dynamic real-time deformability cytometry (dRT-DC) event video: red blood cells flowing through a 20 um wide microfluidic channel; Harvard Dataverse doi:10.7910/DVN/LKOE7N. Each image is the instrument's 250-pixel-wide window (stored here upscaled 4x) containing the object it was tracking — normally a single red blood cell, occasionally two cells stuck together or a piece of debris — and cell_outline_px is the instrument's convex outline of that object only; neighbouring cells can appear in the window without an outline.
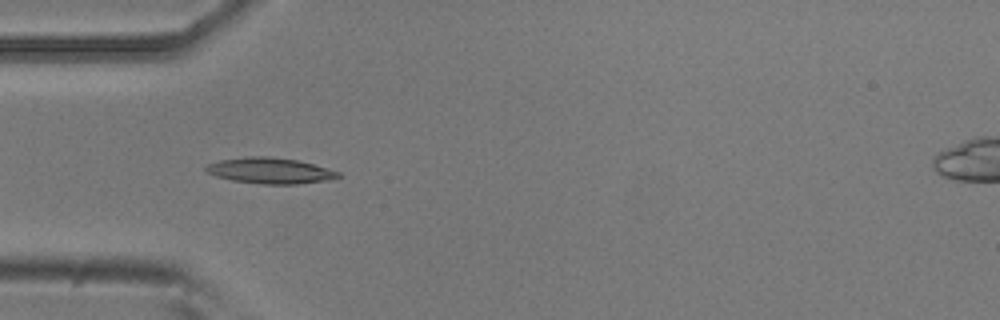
{"species": "common noctule bat (a hibernating species)", "species_latin": "Nyctalus noctula", "temperature_condition": "room temperature", "stored_images_in_passage": 38, "camera_frame_rate_fps": 3000, "um_per_image_px": 0.085, "animal": {"sex": "male", "body_mass_g": 20.5, "forearm_length_mm": 52.5}, "frame": {"image": 1, "passage_image": 1, "time_ms": 0.0, "image_size_px": [1000, 320], "cell_outline_px": [[340, 176], [324, 180], [296, 184], [264, 184], [232, 180], [216, 176], [208, 172], [204, 168], [208, 164], [220, 160], [248, 156], [268, 156], [296, 160], [312, 164], [340, 172]], "centroid_in_image_um": [22.91, 14.5], "position_along_channel_um": 62.1, "area_um2": 19.54}}
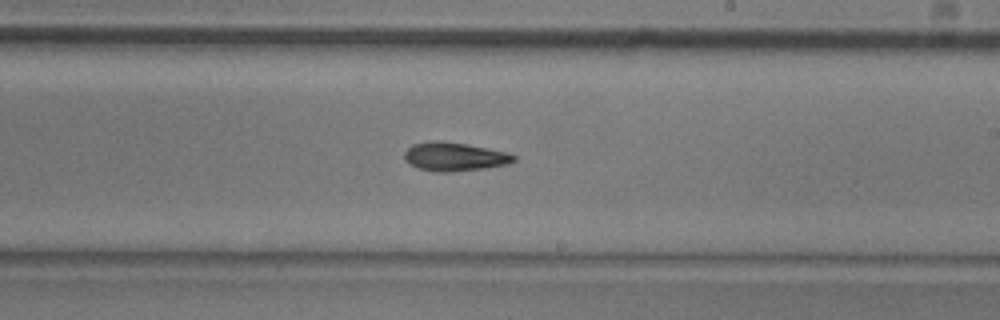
{"frame": {"image": 2, "passage_image": 16, "time_ms": 5.0, "image_size_px": [1000, 320], "cell_outline_px": [[516, 160], [508, 164], [484, 168], [452, 172], [436, 172], [420, 168], [412, 164], [404, 156], [404, 152], [412, 144], [432, 140], [444, 140], [488, 148], [504, 152], [516, 156]], "centroid_in_image_um": [38.63, 13.3], "position_along_channel_um": 250.4, "area_um2": 18.15}}
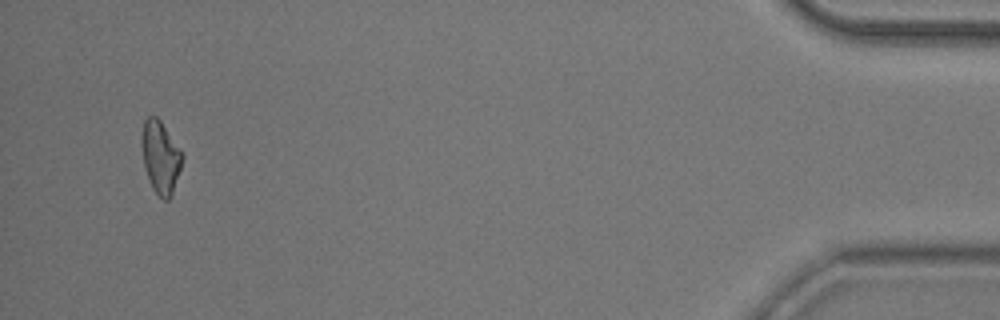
{"frame": {"image": 3, "passage_image": 36, "time_ms": 11.667, "image_size_px": [1000, 320], "cell_outline_px": [[184, 156], [172, 192], [168, 200], [164, 200], [152, 188], [144, 164], [140, 144], [140, 136], [144, 120], [148, 116], [156, 116], [160, 120]], "centroid_in_image_um": [13.61, 13.31], "position_along_channel_um": 421.6, "area_um2": 16.82}, "authors_computed_cell_mechanics": {"area_um2": 17.6001, "velocity_mm_per_s": 3.7753, "shape_relaxation_time_tau1_ms": 7.6821, "shape_relaxation_time_tau2_ms": null, "deformation_change_tau1": 0.1968, "deformation_change_tau2": null}}